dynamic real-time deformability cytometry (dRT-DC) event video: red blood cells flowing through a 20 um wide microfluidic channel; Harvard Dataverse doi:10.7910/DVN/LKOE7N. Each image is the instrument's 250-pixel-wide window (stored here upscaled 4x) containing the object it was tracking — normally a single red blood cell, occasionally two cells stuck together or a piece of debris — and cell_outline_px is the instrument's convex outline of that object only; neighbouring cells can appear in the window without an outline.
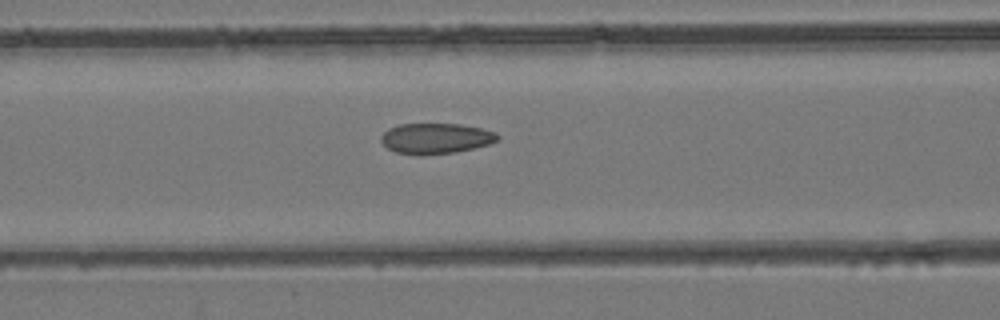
{"species": "common noctule bat (a hibernating species)", "species_latin": "Nyctalus noctula", "temperature_condition": "room temperature", "stored_images_in_passage": 46, "camera_frame_rate_fps": 3000, "um_per_image_px": 0.085, "animal": {"sex": "female", "body_mass_g": 24.6, "forearm_length_mm": 56.2}, "frame": {"image": 1, "passage_image": 19, "time_ms": 6.0, "image_size_px": [1000, 320], "cell_outline_px": [[500, 136], [496, 140], [488, 144], [456, 152], [420, 156], [416, 156], [396, 152], [388, 148], [380, 140], [380, 136], [388, 128], [400, 124], [460, 124], [480, 128], [496, 132]], "centroid_in_image_um": [37.0, 11.77], "position_along_channel_um": 129.6, "area_um2": 20.81}}
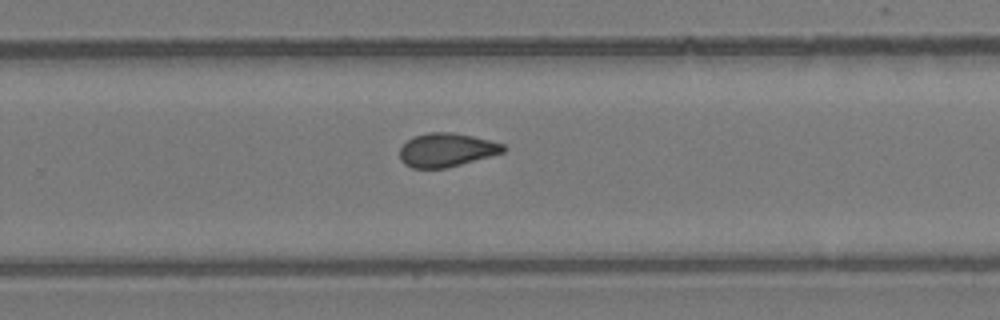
{"frame": {"image": 2, "passage_image": 30, "time_ms": 9.667, "image_size_px": [1000, 320], "cell_outline_px": [[508, 148], [504, 152], [448, 168], [412, 168], [404, 164], [400, 160], [400, 148], [412, 136], [428, 132], [452, 132], [472, 136], [504, 144]], "centroid_in_image_um": [37.94, 12.75], "position_along_channel_um": 291.9, "area_um2": 20.4}}
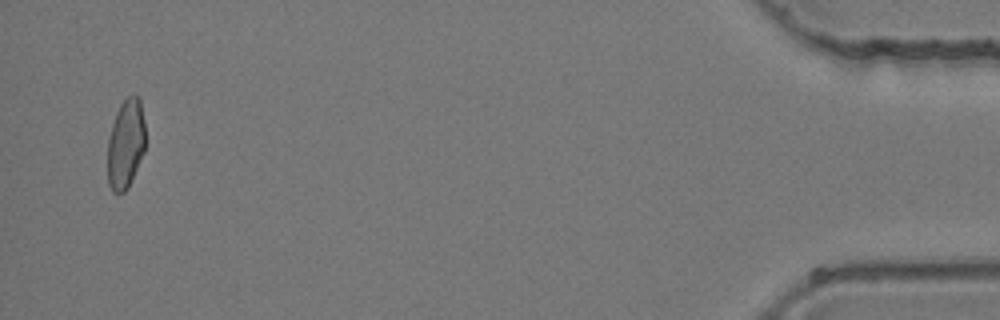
{"frame": {"image": 3, "passage_image": 45, "time_ms": 14.667, "image_size_px": [1000, 320], "cell_outline_px": [[144, 152], [128, 188], [124, 192], [112, 192], [108, 184], [108, 140], [112, 124], [116, 112], [120, 104], [128, 96], [136, 96], [140, 100], [144, 120]], "centroid_in_image_um": [10.67, 12.25], "position_along_channel_um": 424.5, "area_um2": 19.54}}